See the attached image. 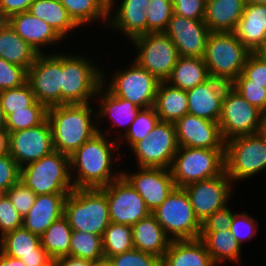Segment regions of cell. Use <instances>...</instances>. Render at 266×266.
<instances>
[{"label":"cell","mask_w":266,"mask_h":266,"mask_svg":"<svg viewBox=\"0 0 266 266\" xmlns=\"http://www.w3.org/2000/svg\"><path fill=\"white\" fill-rule=\"evenodd\" d=\"M101 129L69 156L71 181L74 189L101 188L119 178L122 171L112 173L113 153L119 148L117 140L108 141ZM113 148V149H112ZM112 173V174H111ZM74 178V179H73Z\"/></svg>","instance_id":"1"},{"label":"cell","mask_w":266,"mask_h":266,"mask_svg":"<svg viewBox=\"0 0 266 266\" xmlns=\"http://www.w3.org/2000/svg\"><path fill=\"white\" fill-rule=\"evenodd\" d=\"M86 104H62L48 107L52 128L53 149L70 156L98 133L92 123V107Z\"/></svg>","instance_id":"2"},{"label":"cell","mask_w":266,"mask_h":266,"mask_svg":"<svg viewBox=\"0 0 266 266\" xmlns=\"http://www.w3.org/2000/svg\"><path fill=\"white\" fill-rule=\"evenodd\" d=\"M64 216L72 230L102 236L110 224L106 194L100 188L73 189L67 195Z\"/></svg>","instance_id":"3"},{"label":"cell","mask_w":266,"mask_h":266,"mask_svg":"<svg viewBox=\"0 0 266 266\" xmlns=\"http://www.w3.org/2000/svg\"><path fill=\"white\" fill-rule=\"evenodd\" d=\"M250 54L234 32H210L203 59L211 78L231 84Z\"/></svg>","instance_id":"4"},{"label":"cell","mask_w":266,"mask_h":266,"mask_svg":"<svg viewBox=\"0 0 266 266\" xmlns=\"http://www.w3.org/2000/svg\"><path fill=\"white\" fill-rule=\"evenodd\" d=\"M20 181L36 195L70 193L71 181L69 156L58 151L29 163L20 169Z\"/></svg>","instance_id":"5"},{"label":"cell","mask_w":266,"mask_h":266,"mask_svg":"<svg viewBox=\"0 0 266 266\" xmlns=\"http://www.w3.org/2000/svg\"><path fill=\"white\" fill-rule=\"evenodd\" d=\"M176 187L210 179L225 172V149L179 147L170 168Z\"/></svg>","instance_id":"6"},{"label":"cell","mask_w":266,"mask_h":266,"mask_svg":"<svg viewBox=\"0 0 266 266\" xmlns=\"http://www.w3.org/2000/svg\"><path fill=\"white\" fill-rule=\"evenodd\" d=\"M82 55L62 53V104H86L96 96L103 72Z\"/></svg>","instance_id":"7"},{"label":"cell","mask_w":266,"mask_h":266,"mask_svg":"<svg viewBox=\"0 0 266 266\" xmlns=\"http://www.w3.org/2000/svg\"><path fill=\"white\" fill-rule=\"evenodd\" d=\"M151 213L172 240L200 237L202 223L196 217L183 187H175L166 200Z\"/></svg>","instance_id":"8"},{"label":"cell","mask_w":266,"mask_h":266,"mask_svg":"<svg viewBox=\"0 0 266 266\" xmlns=\"http://www.w3.org/2000/svg\"><path fill=\"white\" fill-rule=\"evenodd\" d=\"M266 168V139L259 133L225 142V172L232 182L250 178Z\"/></svg>","instance_id":"9"},{"label":"cell","mask_w":266,"mask_h":266,"mask_svg":"<svg viewBox=\"0 0 266 266\" xmlns=\"http://www.w3.org/2000/svg\"><path fill=\"white\" fill-rule=\"evenodd\" d=\"M131 41L138 53L134 61L159 81H166L179 57L173 41L164 32L147 33Z\"/></svg>","instance_id":"10"},{"label":"cell","mask_w":266,"mask_h":266,"mask_svg":"<svg viewBox=\"0 0 266 266\" xmlns=\"http://www.w3.org/2000/svg\"><path fill=\"white\" fill-rule=\"evenodd\" d=\"M262 111L251 105L235 89L229 86L222 99L220 131L226 142L234 137L257 134Z\"/></svg>","instance_id":"11"},{"label":"cell","mask_w":266,"mask_h":266,"mask_svg":"<svg viewBox=\"0 0 266 266\" xmlns=\"http://www.w3.org/2000/svg\"><path fill=\"white\" fill-rule=\"evenodd\" d=\"M178 148L174 123L164 121L131 147L139 167L165 169L171 168Z\"/></svg>","instance_id":"12"},{"label":"cell","mask_w":266,"mask_h":266,"mask_svg":"<svg viewBox=\"0 0 266 266\" xmlns=\"http://www.w3.org/2000/svg\"><path fill=\"white\" fill-rule=\"evenodd\" d=\"M131 64L128 69H122L113 75L107 89L141 109L153 107L160 81L134 60Z\"/></svg>","instance_id":"13"},{"label":"cell","mask_w":266,"mask_h":266,"mask_svg":"<svg viewBox=\"0 0 266 266\" xmlns=\"http://www.w3.org/2000/svg\"><path fill=\"white\" fill-rule=\"evenodd\" d=\"M27 82L38 102L47 107L61 105L62 53H39L27 70Z\"/></svg>","instance_id":"14"},{"label":"cell","mask_w":266,"mask_h":266,"mask_svg":"<svg viewBox=\"0 0 266 266\" xmlns=\"http://www.w3.org/2000/svg\"><path fill=\"white\" fill-rule=\"evenodd\" d=\"M100 189L107 197L110 222L133 226L151 214L143 198L122 175Z\"/></svg>","instance_id":"15"},{"label":"cell","mask_w":266,"mask_h":266,"mask_svg":"<svg viewBox=\"0 0 266 266\" xmlns=\"http://www.w3.org/2000/svg\"><path fill=\"white\" fill-rule=\"evenodd\" d=\"M232 181L222 175L188 184L184 187L196 217L202 223L215 211L226 207L232 197Z\"/></svg>","instance_id":"16"},{"label":"cell","mask_w":266,"mask_h":266,"mask_svg":"<svg viewBox=\"0 0 266 266\" xmlns=\"http://www.w3.org/2000/svg\"><path fill=\"white\" fill-rule=\"evenodd\" d=\"M52 151V128L48 119L39 126L9 133V154L20 168Z\"/></svg>","instance_id":"17"},{"label":"cell","mask_w":266,"mask_h":266,"mask_svg":"<svg viewBox=\"0 0 266 266\" xmlns=\"http://www.w3.org/2000/svg\"><path fill=\"white\" fill-rule=\"evenodd\" d=\"M136 173L122 172V176L143 198L152 212L159 207L176 187L170 169L138 167Z\"/></svg>","instance_id":"18"},{"label":"cell","mask_w":266,"mask_h":266,"mask_svg":"<svg viewBox=\"0 0 266 266\" xmlns=\"http://www.w3.org/2000/svg\"><path fill=\"white\" fill-rule=\"evenodd\" d=\"M164 33L173 41L179 56L203 58L210 34L204 20L172 14Z\"/></svg>","instance_id":"19"},{"label":"cell","mask_w":266,"mask_h":266,"mask_svg":"<svg viewBox=\"0 0 266 266\" xmlns=\"http://www.w3.org/2000/svg\"><path fill=\"white\" fill-rule=\"evenodd\" d=\"M174 125L179 147L225 149L218 122L187 113Z\"/></svg>","instance_id":"20"},{"label":"cell","mask_w":266,"mask_h":266,"mask_svg":"<svg viewBox=\"0 0 266 266\" xmlns=\"http://www.w3.org/2000/svg\"><path fill=\"white\" fill-rule=\"evenodd\" d=\"M229 83L216 78H209L204 83L186 90L188 113L212 122H219L222 99Z\"/></svg>","instance_id":"21"},{"label":"cell","mask_w":266,"mask_h":266,"mask_svg":"<svg viewBox=\"0 0 266 266\" xmlns=\"http://www.w3.org/2000/svg\"><path fill=\"white\" fill-rule=\"evenodd\" d=\"M0 250L7 256L21 259L26 266H42L51 259L41 246L40 236L24 227L5 233L0 238Z\"/></svg>","instance_id":"22"},{"label":"cell","mask_w":266,"mask_h":266,"mask_svg":"<svg viewBox=\"0 0 266 266\" xmlns=\"http://www.w3.org/2000/svg\"><path fill=\"white\" fill-rule=\"evenodd\" d=\"M68 194L37 195L34 205L23 217L22 227L41 236L55 220L64 215V206Z\"/></svg>","instance_id":"23"},{"label":"cell","mask_w":266,"mask_h":266,"mask_svg":"<svg viewBox=\"0 0 266 266\" xmlns=\"http://www.w3.org/2000/svg\"><path fill=\"white\" fill-rule=\"evenodd\" d=\"M9 24L38 53L43 52L41 47L64 40L53 27L44 20L33 16L29 11L11 16Z\"/></svg>","instance_id":"24"},{"label":"cell","mask_w":266,"mask_h":266,"mask_svg":"<svg viewBox=\"0 0 266 266\" xmlns=\"http://www.w3.org/2000/svg\"><path fill=\"white\" fill-rule=\"evenodd\" d=\"M149 2L150 0H121L114 17L106 22L110 26L108 28L120 30L130 41L147 34L146 8L149 7Z\"/></svg>","instance_id":"25"},{"label":"cell","mask_w":266,"mask_h":266,"mask_svg":"<svg viewBox=\"0 0 266 266\" xmlns=\"http://www.w3.org/2000/svg\"><path fill=\"white\" fill-rule=\"evenodd\" d=\"M162 266H217L200 239L172 240Z\"/></svg>","instance_id":"26"},{"label":"cell","mask_w":266,"mask_h":266,"mask_svg":"<svg viewBox=\"0 0 266 266\" xmlns=\"http://www.w3.org/2000/svg\"><path fill=\"white\" fill-rule=\"evenodd\" d=\"M234 34L251 53H255L266 35V4L246 3Z\"/></svg>","instance_id":"27"},{"label":"cell","mask_w":266,"mask_h":266,"mask_svg":"<svg viewBox=\"0 0 266 266\" xmlns=\"http://www.w3.org/2000/svg\"><path fill=\"white\" fill-rule=\"evenodd\" d=\"M132 239L136 250L160 258L164 256L172 241L152 213L132 226Z\"/></svg>","instance_id":"28"},{"label":"cell","mask_w":266,"mask_h":266,"mask_svg":"<svg viewBox=\"0 0 266 266\" xmlns=\"http://www.w3.org/2000/svg\"><path fill=\"white\" fill-rule=\"evenodd\" d=\"M105 83L106 80L104 79V75H102V84L98 88V91L96 93V97H100V99L97 97L99 103L101 102V105L99 104L98 108L99 112L96 113V119L99 118L100 120V117H107L108 115L112 120V123H114V125L111 126L112 128L116 125H123L126 127L123 132L125 135L130 129L132 122L137 117L141 108H139L129 100L113 95L108 89L104 90L103 88Z\"/></svg>","instance_id":"29"},{"label":"cell","mask_w":266,"mask_h":266,"mask_svg":"<svg viewBox=\"0 0 266 266\" xmlns=\"http://www.w3.org/2000/svg\"><path fill=\"white\" fill-rule=\"evenodd\" d=\"M245 0H208L204 22L210 32H234L241 18Z\"/></svg>","instance_id":"30"},{"label":"cell","mask_w":266,"mask_h":266,"mask_svg":"<svg viewBox=\"0 0 266 266\" xmlns=\"http://www.w3.org/2000/svg\"><path fill=\"white\" fill-rule=\"evenodd\" d=\"M154 107L160 121L175 123L188 113L186 90L160 81Z\"/></svg>","instance_id":"31"},{"label":"cell","mask_w":266,"mask_h":266,"mask_svg":"<svg viewBox=\"0 0 266 266\" xmlns=\"http://www.w3.org/2000/svg\"><path fill=\"white\" fill-rule=\"evenodd\" d=\"M38 55L37 50L25 42L10 24L0 32V58L28 70Z\"/></svg>","instance_id":"32"},{"label":"cell","mask_w":266,"mask_h":266,"mask_svg":"<svg viewBox=\"0 0 266 266\" xmlns=\"http://www.w3.org/2000/svg\"><path fill=\"white\" fill-rule=\"evenodd\" d=\"M210 78L203 58L179 56L170 77V85L182 90H189Z\"/></svg>","instance_id":"33"},{"label":"cell","mask_w":266,"mask_h":266,"mask_svg":"<svg viewBox=\"0 0 266 266\" xmlns=\"http://www.w3.org/2000/svg\"><path fill=\"white\" fill-rule=\"evenodd\" d=\"M28 11L53 27L62 38H65L72 29L79 27L60 0H34Z\"/></svg>","instance_id":"34"},{"label":"cell","mask_w":266,"mask_h":266,"mask_svg":"<svg viewBox=\"0 0 266 266\" xmlns=\"http://www.w3.org/2000/svg\"><path fill=\"white\" fill-rule=\"evenodd\" d=\"M205 244L215 264H223L226 260L238 263L242 246L232 236L230 229L218 232H201L199 237Z\"/></svg>","instance_id":"35"},{"label":"cell","mask_w":266,"mask_h":266,"mask_svg":"<svg viewBox=\"0 0 266 266\" xmlns=\"http://www.w3.org/2000/svg\"><path fill=\"white\" fill-rule=\"evenodd\" d=\"M72 228L63 215L55 220L47 230L40 236L41 246L50 258L59 259L70 255V239Z\"/></svg>","instance_id":"36"},{"label":"cell","mask_w":266,"mask_h":266,"mask_svg":"<svg viewBox=\"0 0 266 266\" xmlns=\"http://www.w3.org/2000/svg\"><path fill=\"white\" fill-rule=\"evenodd\" d=\"M60 2L78 26L98 19L106 22L109 17L108 0H60Z\"/></svg>","instance_id":"37"},{"label":"cell","mask_w":266,"mask_h":266,"mask_svg":"<svg viewBox=\"0 0 266 266\" xmlns=\"http://www.w3.org/2000/svg\"><path fill=\"white\" fill-rule=\"evenodd\" d=\"M102 245L107 258L133 249L132 226L110 222L102 235Z\"/></svg>","instance_id":"38"},{"label":"cell","mask_w":266,"mask_h":266,"mask_svg":"<svg viewBox=\"0 0 266 266\" xmlns=\"http://www.w3.org/2000/svg\"><path fill=\"white\" fill-rule=\"evenodd\" d=\"M70 256L94 261L104 256L102 236L74 231L70 239Z\"/></svg>","instance_id":"39"},{"label":"cell","mask_w":266,"mask_h":266,"mask_svg":"<svg viewBox=\"0 0 266 266\" xmlns=\"http://www.w3.org/2000/svg\"><path fill=\"white\" fill-rule=\"evenodd\" d=\"M48 119V107L40 102L29 106V110H20L6 116V130L12 133L18 130L39 126Z\"/></svg>","instance_id":"40"},{"label":"cell","mask_w":266,"mask_h":266,"mask_svg":"<svg viewBox=\"0 0 266 266\" xmlns=\"http://www.w3.org/2000/svg\"><path fill=\"white\" fill-rule=\"evenodd\" d=\"M37 99L28 82L17 88L0 91V105L5 116L20 110H29Z\"/></svg>","instance_id":"41"},{"label":"cell","mask_w":266,"mask_h":266,"mask_svg":"<svg viewBox=\"0 0 266 266\" xmlns=\"http://www.w3.org/2000/svg\"><path fill=\"white\" fill-rule=\"evenodd\" d=\"M160 121L155 107L141 109L132 122L128 132L120 138L125 139L130 148L138 141L144 139Z\"/></svg>","instance_id":"42"},{"label":"cell","mask_w":266,"mask_h":266,"mask_svg":"<svg viewBox=\"0 0 266 266\" xmlns=\"http://www.w3.org/2000/svg\"><path fill=\"white\" fill-rule=\"evenodd\" d=\"M172 14V0H150L146 8L147 33L164 32Z\"/></svg>","instance_id":"43"},{"label":"cell","mask_w":266,"mask_h":266,"mask_svg":"<svg viewBox=\"0 0 266 266\" xmlns=\"http://www.w3.org/2000/svg\"><path fill=\"white\" fill-rule=\"evenodd\" d=\"M245 100L262 112L266 111V87L253 83L242 73L230 84Z\"/></svg>","instance_id":"44"},{"label":"cell","mask_w":266,"mask_h":266,"mask_svg":"<svg viewBox=\"0 0 266 266\" xmlns=\"http://www.w3.org/2000/svg\"><path fill=\"white\" fill-rule=\"evenodd\" d=\"M4 194L11 200L13 206L22 217L29 212L37 196L20 180L12 185Z\"/></svg>","instance_id":"45"},{"label":"cell","mask_w":266,"mask_h":266,"mask_svg":"<svg viewBox=\"0 0 266 266\" xmlns=\"http://www.w3.org/2000/svg\"><path fill=\"white\" fill-rule=\"evenodd\" d=\"M110 259L114 266H162V258L135 248Z\"/></svg>","instance_id":"46"},{"label":"cell","mask_w":266,"mask_h":266,"mask_svg":"<svg viewBox=\"0 0 266 266\" xmlns=\"http://www.w3.org/2000/svg\"><path fill=\"white\" fill-rule=\"evenodd\" d=\"M27 82V70L0 58V91L17 88Z\"/></svg>","instance_id":"47"},{"label":"cell","mask_w":266,"mask_h":266,"mask_svg":"<svg viewBox=\"0 0 266 266\" xmlns=\"http://www.w3.org/2000/svg\"><path fill=\"white\" fill-rule=\"evenodd\" d=\"M258 225L257 220L247 213H236L229 229L232 236L242 246L244 241L246 242L256 235Z\"/></svg>","instance_id":"48"},{"label":"cell","mask_w":266,"mask_h":266,"mask_svg":"<svg viewBox=\"0 0 266 266\" xmlns=\"http://www.w3.org/2000/svg\"><path fill=\"white\" fill-rule=\"evenodd\" d=\"M22 220L23 217L15 209L11 200L3 194L0 198V237L22 227Z\"/></svg>","instance_id":"49"},{"label":"cell","mask_w":266,"mask_h":266,"mask_svg":"<svg viewBox=\"0 0 266 266\" xmlns=\"http://www.w3.org/2000/svg\"><path fill=\"white\" fill-rule=\"evenodd\" d=\"M20 167L10 154L0 156V190L6 192L20 180Z\"/></svg>","instance_id":"50"},{"label":"cell","mask_w":266,"mask_h":266,"mask_svg":"<svg viewBox=\"0 0 266 266\" xmlns=\"http://www.w3.org/2000/svg\"><path fill=\"white\" fill-rule=\"evenodd\" d=\"M173 13L188 19L204 20L205 0H172Z\"/></svg>","instance_id":"51"},{"label":"cell","mask_w":266,"mask_h":266,"mask_svg":"<svg viewBox=\"0 0 266 266\" xmlns=\"http://www.w3.org/2000/svg\"><path fill=\"white\" fill-rule=\"evenodd\" d=\"M242 74L253 83L266 87V59L251 53L243 67Z\"/></svg>","instance_id":"52"},{"label":"cell","mask_w":266,"mask_h":266,"mask_svg":"<svg viewBox=\"0 0 266 266\" xmlns=\"http://www.w3.org/2000/svg\"><path fill=\"white\" fill-rule=\"evenodd\" d=\"M234 213L228 206L215 211L202 222L201 232H218L230 228Z\"/></svg>","instance_id":"53"},{"label":"cell","mask_w":266,"mask_h":266,"mask_svg":"<svg viewBox=\"0 0 266 266\" xmlns=\"http://www.w3.org/2000/svg\"><path fill=\"white\" fill-rule=\"evenodd\" d=\"M34 0H0V7L10 18L11 16L26 12Z\"/></svg>","instance_id":"54"},{"label":"cell","mask_w":266,"mask_h":266,"mask_svg":"<svg viewBox=\"0 0 266 266\" xmlns=\"http://www.w3.org/2000/svg\"><path fill=\"white\" fill-rule=\"evenodd\" d=\"M59 266H91L92 261L73 256H64L58 259Z\"/></svg>","instance_id":"55"},{"label":"cell","mask_w":266,"mask_h":266,"mask_svg":"<svg viewBox=\"0 0 266 266\" xmlns=\"http://www.w3.org/2000/svg\"><path fill=\"white\" fill-rule=\"evenodd\" d=\"M0 266H26L21 259L5 255L0 250Z\"/></svg>","instance_id":"56"},{"label":"cell","mask_w":266,"mask_h":266,"mask_svg":"<svg viewBox=\"0 0 266 266\" xmlns=\"http://www.w3.org/2000/svg\"><path fill=\"white\" fill-rule=\"evenodd\" d=\"M9 153V133L0 129V156Z\"/></svg>","instance_id":"57"},{"label":"cell","mask_w":266,"mask_h":266,"mask_svg":"<svg viewBox=\"0 0 266 266\" xmlns=\"http://www.w3.org/2000/svg\"><path fill=\"white\" fill-rule=\"evenodd\" d=\"M91 266H114L110 258L102 257L100 259L92 261Z\"/></svg>","instance_id":"58"},{"label":"cell","mask_w":266,"mask_h":266,"mask_svg":"<svg viewBox=\"0 0 266 266\" xmlns=\"http://www.w3.org/2000/svg\"><path fill=\"white\" fill-rule=\"evenodd\" d=\"M258 133L266 139V111L262 112L260 128Z\"/></svg>","instance_id":"59"},{"label":"cell","mask_w":266,"mask_h":266,"mask_svg":"<svg viewBox=\"0 0 266 266\" xmlns=\"http://www.w3.org/2000/svg\"><path fill=\"white\" fill-rule=\"evenodd\" d=\"M9 24V17L0 7V32Z\"/></svg>","instance_id":"60"},{"label":"cell","mask_w":266,"mask_h":266,"mask_svg":"<svg viewBox=\"0 0 266 266\" xmlns=\"http://www.w3.org/2000/svg\"><path fill=\"white\" fill-rule=\"evenodd\" d=\"M258 56L266 59V35L263 43L258 48V50L255 52Z\"/></svg>","instance_id":"61"},{"label":"cell","mask_w":266,"mask_h":266,"mask_svg":"<svg viewBox=\"0 0 266 266\" xmlns=\"http://www.w3.org/2000/svg\"><path fill=\"white\" fill-rule=\"evenodd\" d=\"M0 129L6 130V116L0 105Z\"/></svg>","instance_id":"62"},{"label":"cell","mask_w":266,"mask_h":266,"mask_svg":"<svg viewBox=\"0 0 266 266\" xmlns=\"http://www.w3.org/2000/svg\"><path fill=\"white\" fill-rule=\"evenodd\" d=\"M42 266H59V262H58V259L51 258L48 262H46Z\"/></svg>","instance_id":"63"},{"label":"cell","mask_w":266,"mask_h":266,"mask_svg":"<svg viewBox=\"0 0 266 266\" xmlns=\"http://www.w3.org/2000/svg\"><path fill=\"white\" fill-rule=\"evenodd\" d=\"M245 3L261 5L266 4V0H245Z\"/></svg>","instance_id":"64"},{"label":"cell","mask_w":266,"mask_h":266,"mask_svg":"<svg viewBox=\"0 0 266 266\" xmlns=\"http://www.w3.org/2000/svg\"><path fill=\"white\" fill-rule=\"evenodd\" d=\"M108 1H109V17H112L111 11H112V8L114 7L115 0H108Z\"/></svg>","instance_id":"65"},{"label":"cell","mask_w":266,"mask_h":266,"mask_svg":"<svg viewBox=\"0 0 266 266\" xmlns=\"http://www.w3.org/2000/svg\"><path fill=\"white\" fill-rule=\"evenodd\" d=\"M4 194V192H2L1 190H0V198H1V196Z\"/></svg>","instance_id":"66"}]
</instances>
